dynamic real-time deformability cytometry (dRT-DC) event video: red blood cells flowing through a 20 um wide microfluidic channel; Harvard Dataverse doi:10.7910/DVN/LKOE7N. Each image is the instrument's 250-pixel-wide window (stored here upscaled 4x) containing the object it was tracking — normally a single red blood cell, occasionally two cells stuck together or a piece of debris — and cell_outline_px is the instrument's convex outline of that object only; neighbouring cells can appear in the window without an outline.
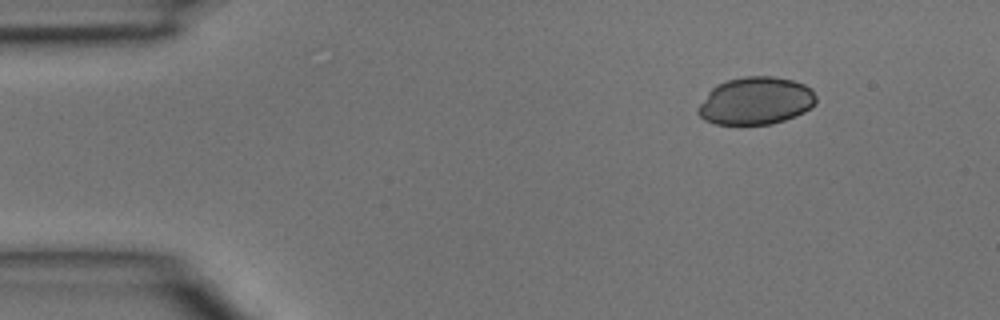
{"species": "common noctule bat (a hibernating species)", "species_latin": "Nyctalus noctula", "temperature_condition": "room temperature", "stored_images_in_passage": 3, "segment_of_instrument_passage": [2, 2], "camera_frame_rate_fps": 3000, "um_per_image_px": 0.085, "animal": {"sex": "male", "body_mass_g": 15.6}, "frame": {"image": 1, "passage_image": 3, "time_ms": 0.667, "image_size_px": [1000, 320], "cell_outline_px": [[816, 104], [812, 108], [796, 116], [772, 124], [716, 124], [704, 120], [696, 112], [696, 108], [708, 92], [716, 84], [728, 80], [744, 76], [772, 76], [792, 80], [804, 84], [812, 88], [816, 96]], "centroid_in_image_um": [64.25, 8.57], "position_along_channel_um": 20.8, "area_um2": 33.0}}